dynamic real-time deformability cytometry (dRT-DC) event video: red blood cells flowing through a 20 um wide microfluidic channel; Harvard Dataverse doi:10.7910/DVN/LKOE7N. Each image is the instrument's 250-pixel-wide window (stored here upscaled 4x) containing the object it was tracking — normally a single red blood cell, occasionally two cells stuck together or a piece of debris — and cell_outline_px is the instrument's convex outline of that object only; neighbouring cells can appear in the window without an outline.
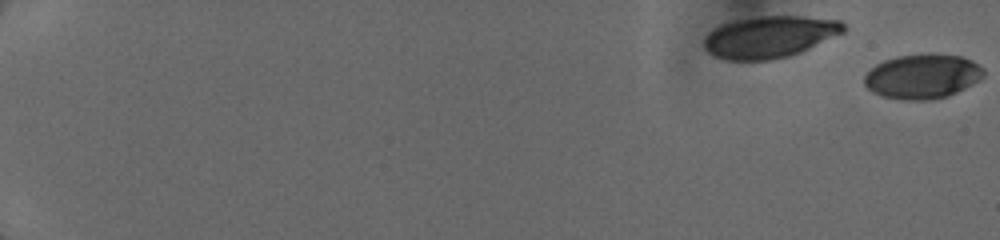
{"species": "human", "species_latin": "Homo sapiens", "temperature_condition": "cold", "stored_images_in_passage": 3, "segment_of_instrument_passage": [2, 2], "camera_frame_rate_fps": 3000, "um_per_image_px": 0.085, "donor": {"sex": "female"}, "frame": {"image": 1, "passage_image": 3, "time_ms": 0.667, "image_size_px": [1000, 240], "cell_outline_px": [[984, 76], [980, 80], [948, 96], [928, 100], [908, 100], [884, 96], [872, 92], [864, 84], [864, 76], [876, 64], [884, 60], [896, 56], [964, 56], [972, 60], [984, 68]], "centroid_in_image_um": [78.42, 6.52], "position_along_channel_um": 6.6, "area_um2": 30.35}}